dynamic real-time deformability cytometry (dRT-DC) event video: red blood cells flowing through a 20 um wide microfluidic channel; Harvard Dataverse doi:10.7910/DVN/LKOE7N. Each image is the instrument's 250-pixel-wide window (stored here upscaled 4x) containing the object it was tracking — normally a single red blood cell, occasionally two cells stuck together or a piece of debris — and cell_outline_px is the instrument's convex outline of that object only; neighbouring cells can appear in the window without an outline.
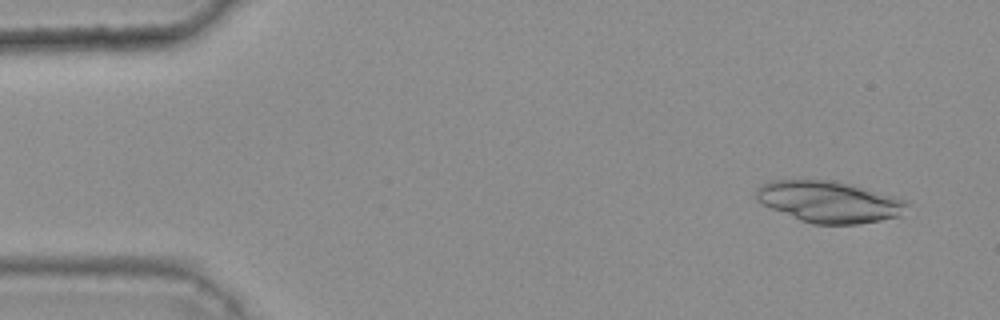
{"species": "common noctule bat (a hibernating species)", "species_latin": "Nyctalus noctula", "temperature_condition": "warm", "stored_images_in_passage": 45, "camera_frame_rate_fps": 3000, "um_per_image_px": 0.085, "animal": {"sex": "female", "body_mass_g": 25.1}, "frame": {"image": 1, "passage_image": 4, "time_ms": 1.0, "image_size_px": [1000, 320], "cell_outline_px": [[912, 204], [900, 216], [880, 220], [856, 224], [812, 224], [800, 220], [772, 208], [756, 200], [756, 188], [768, 180], [828, 180], [848, 184], [896, 196], [908, 200]], "centroid_in_image_um": [70.52, 17.15], "position_along_channel_um": 14.5, "area_um2": 36.36}}